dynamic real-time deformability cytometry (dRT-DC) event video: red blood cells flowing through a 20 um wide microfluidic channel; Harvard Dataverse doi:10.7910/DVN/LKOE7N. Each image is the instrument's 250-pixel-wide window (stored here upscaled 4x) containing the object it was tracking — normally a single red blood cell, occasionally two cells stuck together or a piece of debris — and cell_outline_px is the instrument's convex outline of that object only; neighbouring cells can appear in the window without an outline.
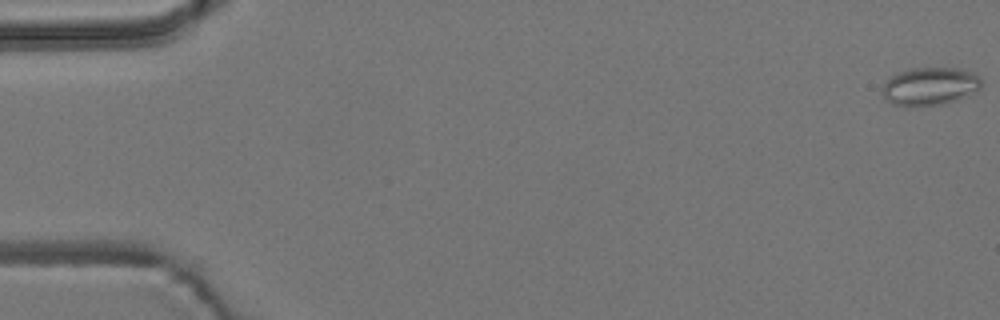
{"species": "common noctule bat (a hibernating species)", "species_latin": "Nyctalus noctula", "temperature_condition": "room temperature", "stored_images_in_passage": 56, "camera_frame_rate_fps": 3000, "um_per_image_px": 0.085, "animal": {"sex": "male", "body_mass_g": 19.2, "forearm_length_mm": 51.8}, "frame": {"image": 1, "passage_image": 1, "time_ms": 0.0, "image_size_px": [1000, 320], "cell_outline_px": [[980, 88], [976, 92], [956, 100], [944, 104], [892, 104], [884, 96], [884, 84], [896, 72], [908, 68], [960, 68], [972, 72], [980, 80]], "centroid_in_image_um": [79.07, 7.29], "position_along_channel_um": 5.9, "area_um2": 21.33}}
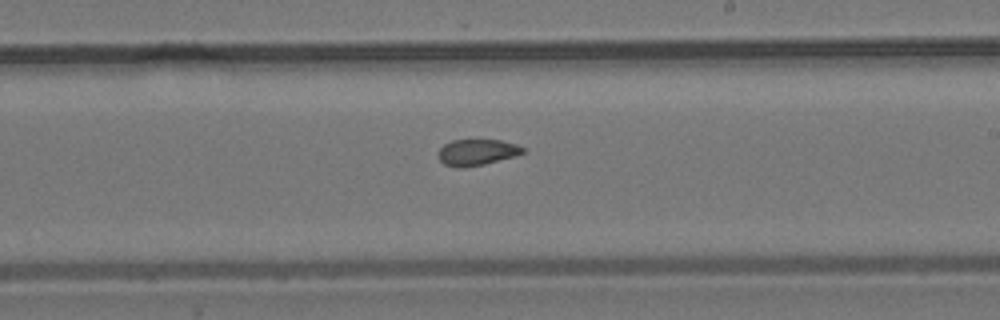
{"frame": {"image": 2, "passage_image": 33, "time_ms": 10.667, "image_size_px": [1000, 320], "cell_outline_px": [[524, 152], [516, 156], [484, 164], [464, 168], [456, 168], [444, 164], [440, 160], [436, 152], [444, 144], [452, 140], [500, 140], [516, 144], [524, 148]], "centroid_in_image_um": [40.5, 12.95], "position_along_channel_um": 248.5, "area_um2": 13.01}}
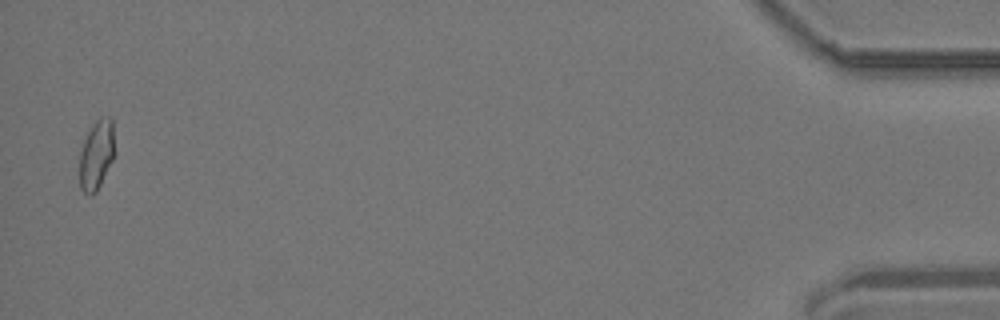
{"frame": {"image": 3, "passage_image": 55, "time_ms": 18.0, "image_size_px": [1000, 320], "cell_outline_px": [[116, 152], [96, 192], [92, 196], [88, 196], [80, 188], [80, 152], [84, 140], [88, 132], [96, 120], [100, 116], [108, 116], [112, 120]], "centroid_in_image_um": [8.22, 13.15], "position_along_channel_um": 427.0, "area_um2": 14.33}, "authors_computed_cell_mechanics": {"area_um2": 14.0743, "velocity_mm_per_s": 3.7269, "shape_relaxation_time_tau1_ms": null, "shape_relaxation_time_tau2_ms": 2.1707, "deformation_change_tau1": null, "deformation_change_tau2": 0.0731}}